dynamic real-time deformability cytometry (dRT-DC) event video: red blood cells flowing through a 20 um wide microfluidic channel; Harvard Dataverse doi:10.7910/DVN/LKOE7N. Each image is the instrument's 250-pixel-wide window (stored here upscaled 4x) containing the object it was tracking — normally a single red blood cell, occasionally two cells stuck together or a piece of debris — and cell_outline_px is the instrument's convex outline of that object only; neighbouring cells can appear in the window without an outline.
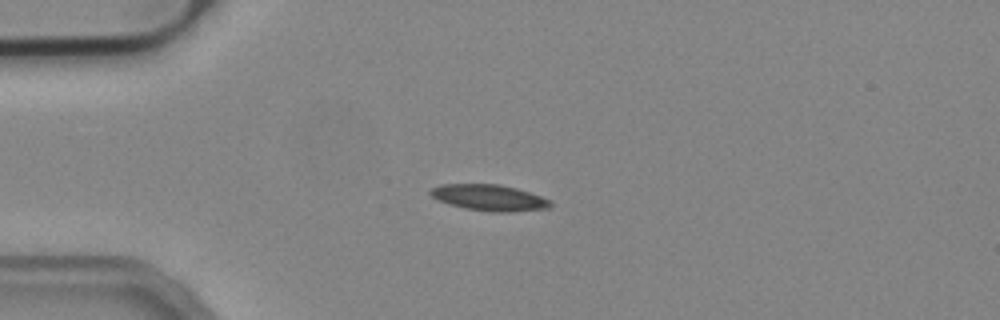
{"species": "common noctule bat (a hibernating species)", "species_latin": "Nyctalus noctula", "temperature_condition": "cold", "stored_images_in_passage": 13, "camera_frame_rate_fps": 3000, "um_per_image_px": 0.085, "animal": {"sex": "male", "body_mass_g": 19.2, "forearm_length_mm": 51.8}, "frame": {"image": 1, "passage_image": 1, "time_ms": 0.0, "image_size_px": [1000, 320], "cell_outline_px": [[552, 204], [548, 208], [512, 212], [488, 212], [464, 208], [448, 204], [432, 196], [428, 192], [432, 188], [440, 184], [500, 184], [516, 188], [552, 200]], "centroid_in_image_um": [41.59, 16.8], "position_along_channel_um": 43.4, "area_um2": 18.32}}
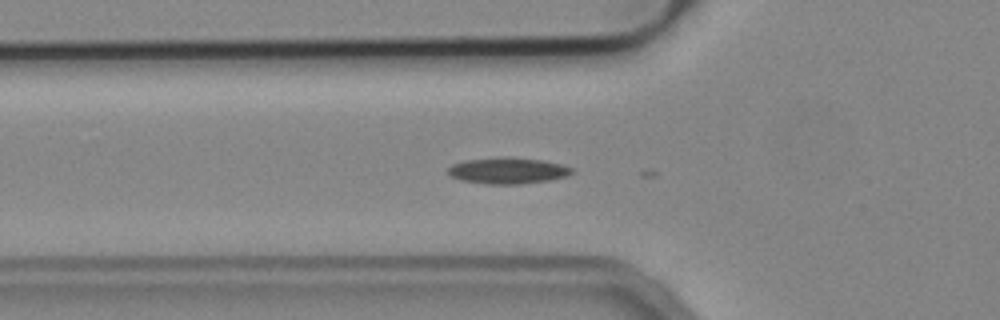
{"frame": {"image": 2, "passage_image": 6, "time_ms": 1.667, "image_size_px": [1000, 320], "cell_outline_px": [[576, 172], [568, 176], [548, 180], [520, 184], [488, 184], [460, 180], [452, 176], [448, 172], [448, 168], [452, 164], [464, 160], [508, 156], [544, 160], [564, 164], [572, 168]], "centroid_in_image_um": [43.21, 14.49], "position_along_channel_um": 82.6, "area_um2": 19.19}}